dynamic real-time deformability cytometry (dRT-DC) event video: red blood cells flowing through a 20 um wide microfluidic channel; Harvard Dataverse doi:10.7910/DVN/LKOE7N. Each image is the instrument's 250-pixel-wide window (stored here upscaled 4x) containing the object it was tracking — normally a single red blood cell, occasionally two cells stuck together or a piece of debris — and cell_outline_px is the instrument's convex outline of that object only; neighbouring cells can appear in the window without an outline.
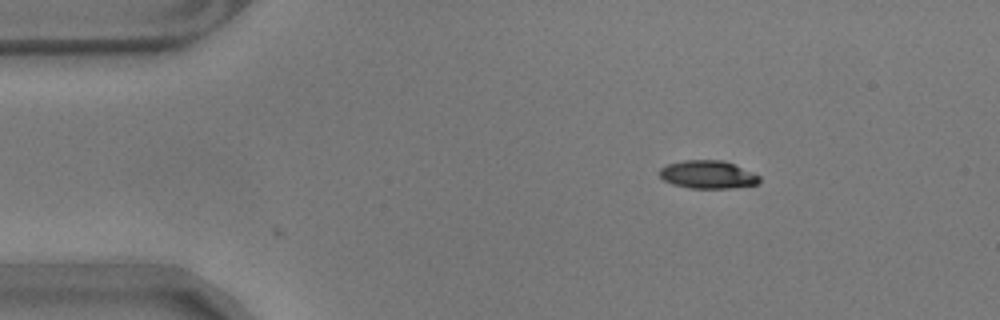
{"species": "common noctule bat (a hibernating species)", "species_latin": "Nyctalus noctula", "temperature_condition": "warm", "stored_images_in_passage": 2, "camera_frame_rate_fps": 3000, "um_per_image_px": 0.085, "animal": {"sex": "male", "body_mass_g": 17.9}, "frame": {"image": 1, "passage_image": 1, "time_ms": 0.0, "image_size_px": [1000, 320], "cell_outline_px": [[760, 184], [732, 188], [692, 188], [672, 184], [664, 180], [660, 176], [660, 168], [668, 164], [684, 160], [720, 160], [732, 164], [752, 172], [760, 176]], "centroid_in_image_um": [60.17, 14.85], "position_along_channel_um": 24.8, "area_um2": 16.18}}